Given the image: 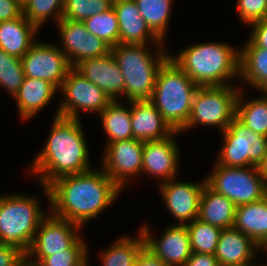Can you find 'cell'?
Listing matches in <instances>:
<instances>
[{
  "label": "cell",
  "instance_id": "6da1fadb",
  "mask_svg": "<svg viewBox=\"0 0 267 266\" xmlns=\"http://www.w3.org/2000/svg\"><path fill=\"white\" fill-rule=\"evenodd\" d=\"M42 188L50 204L49 211L81 227L97 219L122 191L102 168L62 176Z\"/></svg>",
  "mask_w": 267,
  "mask_h": 266
},
{
  "label": "cell",
  "instance_id": "7a4b0ae2",
  "mask_svg": "<svg viewBox=\"0 0 267 266\" xmlns=\"http://www.w3.org/2000/svg\"><path fill=\"white\" fill-rule=\"evenodd\" d=\"M28 172H32L40 186H48L55 179L89 171V150L79 119L56 116L50 134Z\"/></svg>",
  "mask_w": 267,
  "mask_h": 266
},
{
  "label": "cell",
  "instance_id": "3957f363",
  "mask_svg": "<svg viewBox=\"0 0 267 266\" xmlns=\"http://www.w3.org/2000/svg\"><path fill=\"white\" fill-rule=\"evenodd\" d=\"M198 86L235 85L239 79L240 49L228 43L208 42L192 44L177 55H169Z\"/></svg>",
  "mask_w": 267,
  "mask_h": 266
},
{
  "label": "cell",
  "instance_id": "277c9868",
  "mask_svg": "<svg viewBox=\"0 0 267 266\" xmlns=\"http://www.w3.org/2000/svg\"><path fill=\"white\" fill-rule=\"evenodd\" d=\"M154 47L156 54L149 51L147 44H118L111 47L125 80L124 96L127 102L150 100L152 97L157 73L170 55L163 45Z\"/></svg>",
  "mask_w": 267,
  "mask_h": 266
},
{
  "label": "cell",
  "instance_id": "5b68a950",
  "mask_svg": "<svg viewBox=\"0 0 267 266\" xmlns=\"http://www.w3.org/2000/svg\"><path fill=\"white\" fill-rule=\"evenodd\" d=\"M198 86L170 58L159 69L150 101L174 131L187 124Z\"/></svg>",
  "mask_w": 267,
  "mask_h": 266
},
{
  "label": "cell",
  "instance_id": "8992f818",
  "mask_svg": "<svg viewBox=\"0 0 267 266\" xmlns=\"http://www.w3.org/2000/svg\"><path fill=\"white\" fill-rule=\"evenodd\" d=\"M39 200L23 193L0 195V243L29 250L41 220L47 215Z\"/></svg>",
  "mask_w": 267,
  "mask_h": 266
},
{
  "label": "cell",
  "instance_id": "52a82bcc",
  "mask_svg": "<svg viewBox=\"0 0 267 266\" xmlns=\"http://www.w3.org/2000/svg\"><path fill=\"white\" fill-rule=\"evenodd\" d=\"M240 89L239 85L198 87L193 96L189 120L180 133L196 125L215 126L220 133L223 132L235 118Z\"/></svg>",
  "mask_w": 267,
  "mask_h": 266
},
{
  "label": "cell",
  "instance_id": "ba28073f",
  "mask_svg": "<svg viewBox=\"0 0 267 266\" xmlns=\"http://www.w3.org/2000/svg\"><path fill=\"white\" fill-rule=\"evenodd\" d=\"M212 171L205 177L206 183L236 207L267 196V185L258 166L235 168L216 163Z\"/></svg>",
  "mask_w": 267,
  "mask_h": 266
},
{
  "label": "cell",
  "instance_id": "9c48e42d",
  "mask_svg": "<svg viewBox=\"0 0 267 266\" xmlns=\"http://www.w3.org/2000/svg\"><path fill=\"white\" fill-rule=\"evenodd\" d=\"M222 134V141L217 164L226 167L258 166L267 154V136L249 129L236 117Z\"/></svg>",
  "mask_w": 267,
  "mask_h": 266
},
{
  "label": "cell",
  "instance_id": "30bf717a",
  "mask_svg": "<svg viewBox=\"0 0 267 266\" xmlns=\"http://www.w3.org/2000/svg\"><path fill=\"white\" fill-rule=\"evenodd\" d=\"M59 90L63 93V100L55 117L80 120V111L99 115L112 102L101 88L86 79L74 67L68 71Z\"/></svg>",
  "mask_w": 267,
  "mask_h": 266
},
{
  "label": "cell",
  "instance_id": "8fae6325",
  "mask_svg": "<svg viewBox=\"0 0 267 266\" xmlns=\"http://www.w3.org/2000/svg\"><path fill=\"white\" fill-rule=\"evenodd\" d=\"M49 213L41 220L25 253L26 265L36 266L44 257L70 248L81 237V226Z\"/></svg>",
  "mask_w": 267,
  "mask_h": 266
},
{
  "label": "cell",
  "instance_id": "7c38bea8",
  "mask_svg": "<svg viewBox=\"0 0 267 266\" xmlns=\"http://www.w3.org/2000/svg\"><path fill=\"white\" fill-rule=\"evenodd\" d=\"M143 142L131 138L108 143L103 149L101 168L121 190L142 173Z\"/></svg>",
  "mask_w": 267,
  "mask_h": 266
},
{
  "label": "cell",
  "instance_id": "4fadbf2b",
  "mask_svg": "<svg viewBox=\"0 0 267 266\" xmlns=\"http://www.w3.org/2000/svg\"><path fill=\"white\" fill-rule=\"evenodd\" d=\"M21 63L25 77L46 80L58 90L72 68L60 46L36 41L21 58Z\"/></svg>",
  "mask_w": 267,
  "mask_h": 266
},
{
  "label": "cell",
  "instance_id": "5bb4252c",
  "mask_svg": "<svg viewBox=\"0 0 267 266\" xmlns=\"http://www.w3.org/2000/svg\"><path fill=\"white\" fill-rule=\"evenodd\" d=\"M56 25L63 46L60 50L72 67L84 60L108 55L111 52V46L90 33L83 22L61 19Z\"/></svg>",
  "mask_w": 267,
  "mask_h": 266
},
{
  "label": "cell",
  "instance_id": "9a60e30c",
  "mask_svg": "<svg viewBox=\"0 0 267 266\" xmlns=\"http://www.w3.org/2000/svg\"><path fill=\"white\" fill-rule=\"evenodd\" d=\"M205 183L206 179L199 183L181 182L174 179L159 183V193L168 211L179 222L174 225H187L197 219Z\"/></svg>",
  "mask_w": 267,
  "mask_h": 266
},
{
  "label": "cell",
  "instance_id": "2e32d148",
  "mask_svg": "<svg viewBox=\"0 0 267 266\" xmlns=\"http://www.w3.org/2000/svg\"><path fill=\"white\" fill-rule=\"evenodd\" d=\"M145 246L159 256L167 266H183L192 254L186 225H171L158 238L153 236L147 225H142Z\"/></svg>",
  "mask_w": 267,
  "mask_h": 266
},
{
  "label": "cell",
  "instance_id": "e0dca14e",
  "mask_svg": "<svg viewBox=\"0 0 267 266\" xmlns=\"http://www.w3.org/2000/svg\"><path fill=\"white\" fill-rule=\"evenodd\" d=\"M175 131L171 136L162 140L143 142L142 174L157 178L164 183L176 179L179 167L180 149L175 141Z\"/></svg>",
  "mask_w": 267,
  "mask_h": 266
},
{
  "label": "cell",
  "instance_id": "ac0fdd59",
  "mask_svg": "<svg viewBox=\"0 0 267 266\" xmlns=\"http://www.w3.org/2000/svg\"><path fill=\"white\" fill-rule=\"evenodd\" d=\"M74 68L101 88L111 101H118V97L124 95L125 80L111 52L108 55L84 60Z\"/></svg>",
  "mask_w": 267,
  "mask_h": 266
},
{
  "label": "cell",
  "instance_id": "d6986e66",
  "mask_svg": "<svg viewBox=\"0 0 267 266\" xmlns=\"http://www.w3.org/2000/svg\"><path fill=\"white\" fill-rule=\"evenodd\" d=\"M112 7L118 19L120 44H164L147 26L134 0H113Z\"/></svg>",
  "mask_w": 267,
  "mask_h": 266
},
{
  "label": "cell",
  "instance_id": "ffe728a7",
  "mask_svg": "<svg viewBox=\"0 0 267 266\" xmlns=\"http://www.w3.org/2000/svg\"><path fill=\"white\" fill-rule=\"evenodd\" d=\"M128 103L134 139L142 141L162 140L175 132L150 100Z\"/></svg>",
  "mask_w": 267,
  "mask_h": 266
},
{
  "label": "cell",
  "instance_id": "44dd1931",
  "mask_svg": "<svg viewBox=\"0 0 267 266\" xmlns=\"http://www.w3.org/2000/svg\"><path fill=\"white\" fill-rule=\"evenodd\" d=\"M258 251L259 246L251 238L231 227L221 231L214 256L219 266H238L253 262Z\"/></svg>",
  "mask_w": 267,
  "mask_h": 266
},
{
  "label": "cell",
  "instance_id": "7402d4cb",
  "mask_svg": "<svg viewBox=\"0 0 267 266\" xmlns=\"http://www.w3.org/2000/svg\"><path fill=\"white\" fill-rule=\"evenodd\" d=\"M59 91L53 84L42 79L24 77L22 86L14 99L22 120L36 116Z\"/></svg>",
  "mask_w": 267,
  "mask_h": 266
},
{
  "label": "cell",
  "instance_id": "603a6c76",
  "mask_svg": "<svg viewBox=\"0 0 267 266\" xmlns=\"http://www.w3.org/2000/svg\"><path fill=\"white\" fill-rule=\"evenodd\" d=\"M39 29L22 14L12 20L0 22V49L22 58L35 42Z\"/></svg>",
  "mask_w": 267,
  "mask_h": 266
},
{
  "label": "cell",
  "instance_id": "cb8c5ba5",
  "mask_svg": "<svg viewBox=\"0 0 267 266\" xmlns=\"http://www.w3.org/2000/svg\"><path fill=\"white\" fill-rule=\"evenodd\" d=\"M235 210L236 206L231 200L205 183L200 198L199 220L224 230L233 227Z\"/></svg>",
  "mask_w": 267,
  "mask_h": 266
},
{
  "label": "cell",
  "instance_id": "d4e9b609",
  "mask_svg": "<svg viewBox=\"0 0 267 266\" xmlns=\"http://www.w3.org/2000/svg\"><path fill=\"white\" fill-rule=\"evenodd\" d=\"M233 227L260 246L267 239V196L256 202L237 206Z\"/></svg>",
  "mask_w": 267,
  "mask_h": 266
},
{
  "label": "cell",
  "instance_id": "484cf974",
  "mask_svg": "<svg viewBox=\"0 0 267 266\" xmlns=\"http://www.w3.org/2000/svg\"><path fill=\"white\" fill-rule=\"evenodd\" d=\"M239 49V79L259 93L267 92V49L257 46Z\"/></svg>",
  "mask_w": 267,
  "mask_h": 266
},
{
  "label": "cell",
  "instance_id": "4316f807",
  "mask_svg": "<svg viewBox=\"0 0 267 266\" xmlns=\"http://www.w3.org/2000/svg\"><path fill=\"white\" fill-rule=\"evenodd\" d=\"M102 128L107 135V143L133 138L130 106L112 101L100 114Z\"/></svg>",
  "mask_w": 267,
  "mask_h": 266
},
{
  "label": "cell",
  "instance_id": "83f0119b",
  "mask_svg": "<svg viewBox=\"0 0 267 266\" xmlns=\"http://www.w3.org/2000/svg\"><path fill=\"white\" fill-rule=\"evenodd\" d=\"M242 91L237 97L235 117L252 131L267 136V92L246 101Z\"/></svg>",
  "mask_w": 267,
  "mask_h": 266
},
{
  "label": "cell",
  "instance_id": "f1b7e54d",
  "mask_svg": "<svg viewBox=\"0 0 267 266\" xmlns=\"http://www.w3.org/2000/svg\"><path fill=\"white\" fill-rule=\"evenodd\" d=\"M138 237L120 236L109 248L101 252L102 266H134L140 249L145 245L141 231Z\"/></svg>",
  "mask_w": 267,
  "mask_h": 266
},
{
  "label": "cell",
  "instance_id": "f546056e",
  "mask_svg": "<svg viewBox=\"0 0 267 266\" xmlns=\"http://www.w3.org/2000/svg\"><path fill=\"white\" fill-rule=\"evenodd\" d=\"M141 17L151 31L161 40L165 41V33L169 25L173 0H134Z\"/></svg>",
  "mask_w": 267,
  "mask_h": 266
},
{
  "label": "cell",
  "instance_id": "4dcf8cb0",
  "mask_svg": "<svg viewBox=\"0 0 267 266\" xmlns=\"http://www.w3.org/2000/svg\"><path fill=\"white\" fill-rule=\"evenodd\" d=\"M194 253L215 254L222 229L198 218L186 225Z\"/></svg>",
  "mask_w": 267,
  "mask_h": 266
},
{
  "label": "cell",
  "instance_id": "1f68e13d",
  "mask_svg": "<svg viewBox=\"0 0 267 266\" xmlns=\"http://www.w3.org/2000/svg\"><path fill=\"white\" fill-rule=\"evenodd\" d=\"M83 23L90 33L103 39L111 47L120 44L119 24L113 7L91 16Z\"/></svg>",
  "mask_w": 267,
  "mask_h": 266
},
{
  "label": "cell",
  "instance_id": "d6a6232c",
  "mask_svg": "<svg viewBox=\"0 0 267 266\" xmlns=\"http://www.w3.org/2000/svg\"><path fill=\"white\" fill-rule=\"evenodd\" d=\"M65 0H28L23 6L24 17L39 30L49 17H55L56 24L62 19Z\"/></svg>",
  "mask_w": 267,
  "mask_h": 266
},
{
  "label": "cell",
  "instance_id": "836d02e7",
  "mask_svg": "<svg viewBox=\"0 0 267 266\" xmlns=\"http://www.w3.org/2000/svg\"><path fill=\"white\" fill-rule=\"evenodd\" d=\"M24 77L21 58L0 49V87L14 98L22 86Z\"/></svg>",
  "mask_w": 267,
  "mask_h": 266
},
{
  "label": "cell",
  "instance_id": "e575fe53",
  "mask_svg": "<svg viewBox=\"0 0 267 266\" xmlns=\"http://www.w3.org/2000/svg\"><path fill=\"white\" fill-rule=\"evenodd\" d=\"M88 246L81 236L70 248L44 257L36 266H88Z\"/></svg>",
  "mask_w": 267,
  "mask_h": 266
},
{
  "label": "cell",
  "instance_id": "d590c367",
  "mask_svg": "<svg viewBox=\"0 0 267 266\" xmlns=\"http://www.w3.org/2000/svg\"><path fill=\"white\" fill-rule=\"evenodd\" d=\"M113 0H65L62 19L80 21L103 13L112 7Z\"/></svg>",
  "mask_w": 267,
  "mask_h": 266
},
{
  "label": "cell",
  "instance_id": "8d00e7d4",
  "mask_svg": "<svg viewBox=\"0 0 267 266\" xmlns=\"http://www.w3.org/2000/svg\"><path fill=\"white\" fill-rule=\"evenodd\" d=\"M236 6L239 19L245 25L267 17V0H237Z\"/></svg>",
  "mask_w": 267,
  "mask_h": 266
},
{
  "label": "cell",
  "instance_id": "74e56055",
  "mask_svg": "<svg viewBox=\"0 0 267 266\" xmlns=\"http://www.w3.org/2000/svg\"><path fill=\"white\" fill-rule=\"evenodd\" d=\"M26 254L19 247L0 243V266H25Z\"/></svg>",
  "mask_w": 267,
  "mask_h": 266
},
{
  "label": "cell",
  "instance_id": "f35d334b",
  "mask_svg": "<svg viewBox=\"0 0 267 266\" xmlns=\"http://www.w3.org/2000/svg\"><path fill=\"white\" fill-rule=\"evenodd\" d=\"M252 32L244 46H257L267 49V18L251 23Z\"/></svg>",
  "mask_w": 267,
  "mask_h": 266
},
{
  "label": "cell",
  "instance_id": "ab89813d",
  "mask_svg": "<svg viewBox=\"0 0 267 266\" xmlns=\"http://www.w3.org/2000/svg\"><path fill=\"white\" fill-rule=\"evenodd\" d=\"M23 7L16 0H0V22L20 17Z\"/></svg>",
  "mask_w": 267,
  "mask_h": 266
},
{
  "label": "cell",
  "instance_id": "60d3db41",
  "mask_svg": "<svg viewBox=\"0 0 267 266\" xmlns=\"http://www.w3.org/2000/svg\"><path fill=\"white\" fill-rule=\"evenodd\" d=\"M134 266H167L163 260L155 255L145 245L140 249L136 256Z\"/></svg>",
  "mask_w": 267,
  "mask_h": 266
},
{
  "label": "cell",
  "instance_id": "b9f144b4",
  "mask_svg": "<svg viewBox=\"0 0 267 266\" xmlns=\"http://www.w3.org/2000/svg\"><path fill=\"white\" fill-rule=\"evenodd\" d=\"M183 266H219V262L213 254L192 252Z\"/></svg>",
  "mask_w": 267,
  "mask_h": 266
},
{
  "label": "cell",
  "instance_id": "7bdbcfd3",
  "mask_svg": "<svg viewBox=\"0 0 267 266\" xmlns=\"http://www.w3.org/2000/svg\"><path fill=\"white\" fill-rule=\"evenodd\" d=\"M259 170L267 185V154L265 155L264 161L259 165Z\"/></svg>",
  "mask_w": 267,
  "mask_h": 266
},
{
  "label": "cell",
  "instance_id": "ee69618b",
  "mask_svg": "<svg viewBox=\"0 0 267 266\" xmlns=\"http://www.w3.org/2000/svg\"><path fill=\"white\" fill-rule=\"evenodd\" d=\"M259 249L263 250V252H265V254L267 256V239L259 246ZM261 266H267V263L263 264V265L261 263Z\"/></svg>",
  "mask_w": 267,
  "mask_h": 266
},
{
  "label": "cell",
  "instance_id": "f6af8a7d",
  "mask_svg": "<svg viewBox=\"0 0 267 266\" xmlns=\"http://www.w3.org/2000/svg\"><path fill=\"white\" fill-rule=\"evenodd\" d=\"M16 1L23 7L28 0H16Z\"/></svg>",
  "mask_w": 267,
  "mask_h": 266
},
{
  "label": "cell",
  "instance_id": "bcb514c9",
  "mask_svg": "<svg viewBox=\"0 0 267 266\" xmlns=\"http://www.w3.org/2000/svg\"><path fill=\"white\" fill-rule=\"evenodd\" d=\"M252 264H253V263L250 262V263H248V264H245V265H238V266H253ZM254 266H257V265H254ZM258 266H261V265H258Z\"/></svg>",
  "mask_w": 267,
  "mask_h": 266
}]
</instances>
